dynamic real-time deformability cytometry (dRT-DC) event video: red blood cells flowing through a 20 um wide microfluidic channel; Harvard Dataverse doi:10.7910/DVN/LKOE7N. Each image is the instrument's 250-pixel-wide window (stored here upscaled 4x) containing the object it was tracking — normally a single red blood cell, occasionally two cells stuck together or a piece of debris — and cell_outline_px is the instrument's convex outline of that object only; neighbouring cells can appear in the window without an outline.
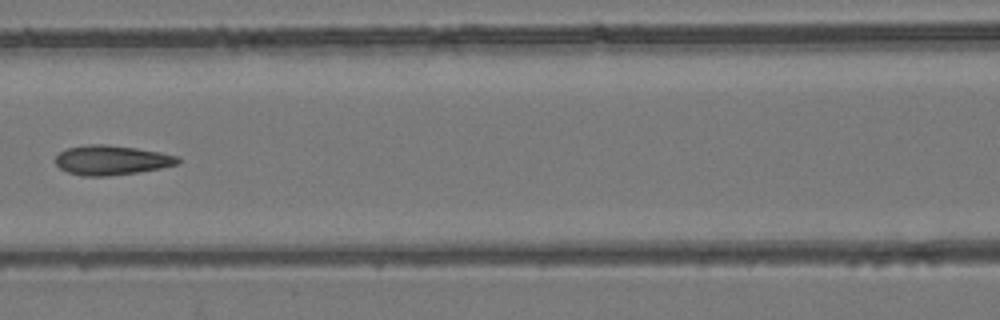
{"species": "common noctule bat (a hibernating species)", "species_latin": "Nyctalus noctula", "temperature_condition": "room temperature", "stored_images_in_passage": 7, "camera_frame_rate_fps": 3000, "um_per_image_px": 0.085, "animal": {"sex": "female", "body_mass_g": 24.6, "forearm_length_mm": 56.2}, "frame": {"image": 1, "passage_image": 6, "time_ms": 7.0, "image_size_px": [1000, 320], "cell_outline_px": [[180, 160], [176, 164], [160, 168], [136, 172], [108, 176], [84, 176], [68, 172], [60, 168], [56, 164], [56, 156], [60, 152], [68, 148], [88, 144], [108, 144], [136, 148], [160, 152], [180, 156]], "centroid_in_image_um": [9.48, 13.6], "position_along_channel_um": 157.1, "area_um2": 20.98}}
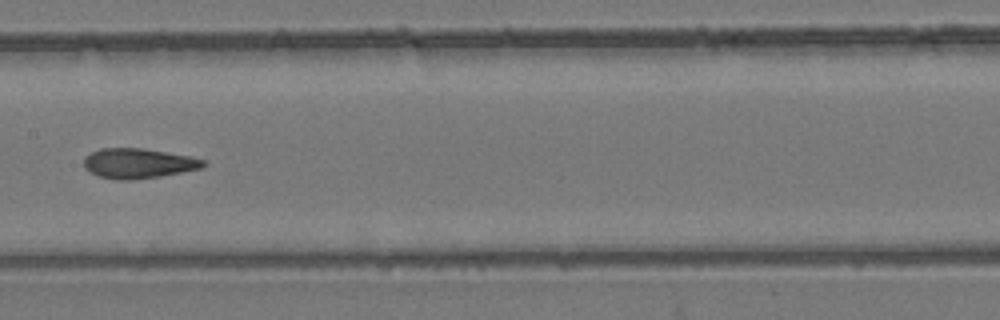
{"frame": {"image": 2, "passage_image": 7, "time_ms": 8.0, "image_size_px": [1000, 320], "cell_outline_px": [[208, 164], [200, 168], [160, 176], [132, 180], [116, 180], [100, 176], [88, 172], [84, 168], [84, 156], [100, 148], [144, 148], [192, 156], [204, 160]], "centroid_in_image_um": [11.74, 13.88], "position_along_channel_um": 195.7, "area_um2": 20.98}}